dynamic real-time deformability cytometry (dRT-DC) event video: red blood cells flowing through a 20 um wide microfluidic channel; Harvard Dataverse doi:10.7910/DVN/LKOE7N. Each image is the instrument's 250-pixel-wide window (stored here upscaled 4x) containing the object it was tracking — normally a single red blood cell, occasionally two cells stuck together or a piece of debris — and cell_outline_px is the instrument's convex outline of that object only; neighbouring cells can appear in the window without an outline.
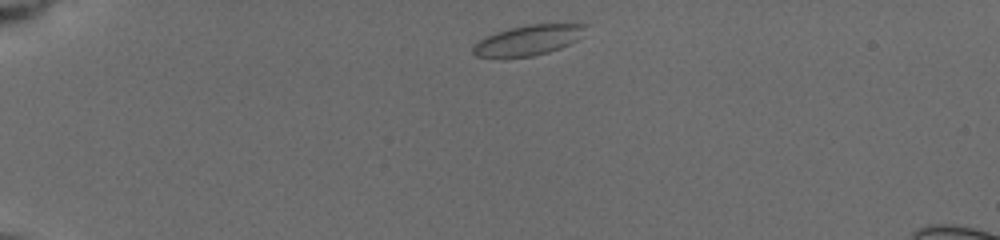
{"species": "common noctule bat (a hibernating species)", "species_latin": "Nyctalus noctula", "temperature_condition": "cold", "stored_images_in_passage": 31, "camera_frame_rate_fps": 3000, "um_per_image_px": 0.085, "animal": {"sex": "female", "body_mass_g": 19.5, "forearm_length_mm": 54.1}, "frame": {"image": 1, "passage_image": 1, "time_ms": 0.0, "image_size_px": [1000, 240], "cell_outline_px": [[584, 24], [576, 40], [560, 48], [548, 52], [532, 56], [476, 56], [472, 52], [472, 48], [480, 40], [496, 32], [528, 24]], "centroid_in_image_um": [44.85, 3.41], "position_along_channel_um": 40.2, "area_um2": 18.84}}
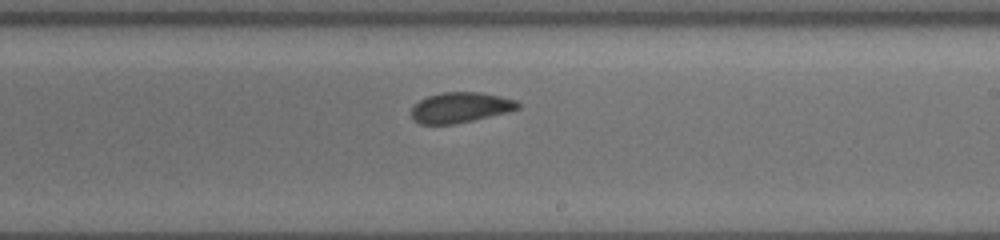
{"frame": {"image": 2, "passage_image": 13, "time_ms": 7.0, "image_size_px": [1000, 240], "cell_outline_px": [[520, 108], [508, 112], [472, 120], [452, 124], [420, 124], [412, 120], [412, 108], [420, 100], [428, 96], [440, 92], [480, 92], [500, 96], [516, 100], [520, 104]], "centroid_in_image_um": [39.13, 9.13], "position_along_channel_um": 249.9, "area_um2": 18.79}}
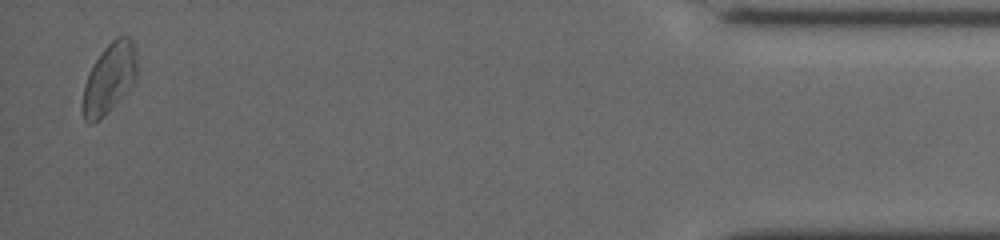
{"frame": {"image": 3, "passage_image": 30, "time_ms": 13.333, "image_size_px": [1000, 240], "cell_outline_px": [[136, 80], [104, 116], [92, 124], [88, 124], [84, 120], [80, 112], [84, 84], [96, 60], [104, 48], [116, 36], [132, 36], [136, 48]], "centroid_in_image_um": [9.28, 6.67], "position_along_channel_um": 425.9, "area_um2": 22.31}, "authors_computed_cell_mechanics": {"area_um2": 19.4786, "velocity_mm_per_s": 3.8377, "shape_relaxation_time_tau1_ms": 3.6523, "shape_relaxation_time_tau2_ms": 0.8708, "deformation_change_tau1": 0.0716, "deformation_change_tau2": 0.0689}}